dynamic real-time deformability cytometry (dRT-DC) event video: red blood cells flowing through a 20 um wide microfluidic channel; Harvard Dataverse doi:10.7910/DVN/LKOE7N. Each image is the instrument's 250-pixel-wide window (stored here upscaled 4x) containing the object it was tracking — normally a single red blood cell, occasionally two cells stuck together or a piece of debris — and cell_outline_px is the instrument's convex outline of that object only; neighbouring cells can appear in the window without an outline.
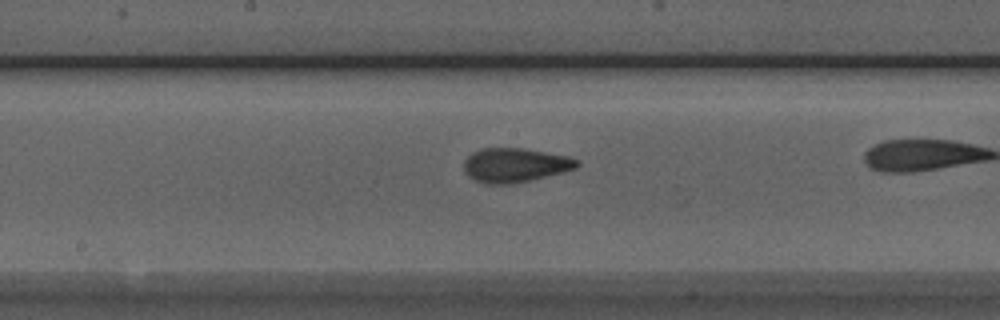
{"species": "Egyptian fruit bat (a non-hibernating species)", "species_latin": "Rousettus aegyptiacus", "temperature_condition": "room temperature", "stored_images_in_passage": 24, "camera_frame_rate_fps": 3000, "um_per_image_px": 0.085, "animal": {"sex": "male"}, "frame": {"image": 1, "passage_image": 11, "time_ms": 3.333, "image_size_px": [1000, 320], "cell_outline_px": [[580, 164], [576, 168], [564, 172], [512, 184], [484, 184], [468, 176], [464, 172], [464, 160], [472, 152], [480, 148], [524, 148], [568, 156], [580, 160]], "centroid_in_image_um": [43.77, 14.03], "position_along_channel_um": 204.4, "area_um2": 22.72}}
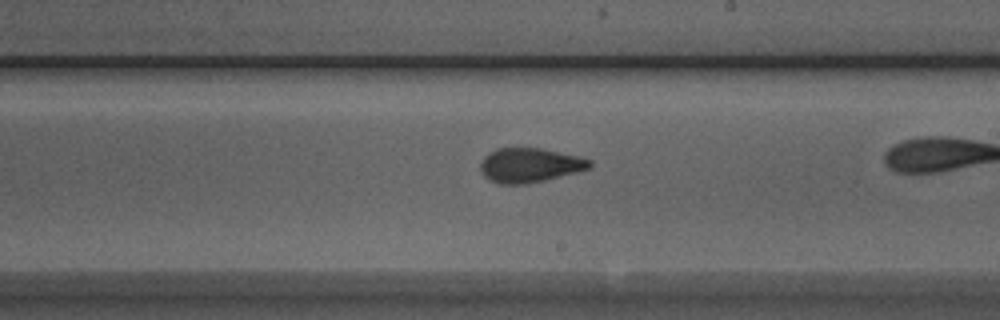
{"frame": {"image": 2, "passage_image": 14, "time_ms": 4.333, "image_size_px": [1000, 320], "cell_outline_px": [[592, 168], [544, 180], [524, 184], [500, 184], [488, 180], [480, 172], [480, 164], [484, 156], [488, 152], [496, 148], [540, 148], [580, 156], [592, 160]], "centroid_in_image_um": [45.01, 14.03], "position_along_channel_um": 244.0, "area_um2": 22.08}}
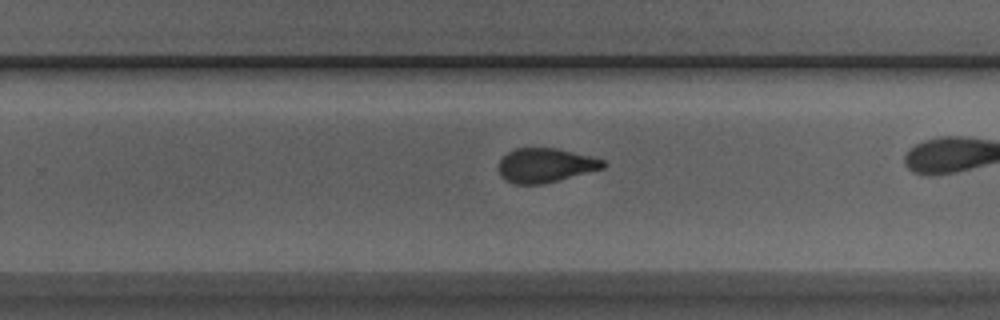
{"frame": {"image": 3, "passage_image": 17, "time_ms": 5.333, "image_size_px": [1000, 320], "cell_outline_px": [[608, 164], [604, 168], [544, 184], [512, 184], [504, 180], [500, 176], [496, 168], [500, 160], [508, 152], [516, 148], [556, 148], [592, 156], [604, 160]], "centroid_in_image_um": [46.34, 14.06], "position_along_channel_um": 283.5, "area_um2": 21.15}}